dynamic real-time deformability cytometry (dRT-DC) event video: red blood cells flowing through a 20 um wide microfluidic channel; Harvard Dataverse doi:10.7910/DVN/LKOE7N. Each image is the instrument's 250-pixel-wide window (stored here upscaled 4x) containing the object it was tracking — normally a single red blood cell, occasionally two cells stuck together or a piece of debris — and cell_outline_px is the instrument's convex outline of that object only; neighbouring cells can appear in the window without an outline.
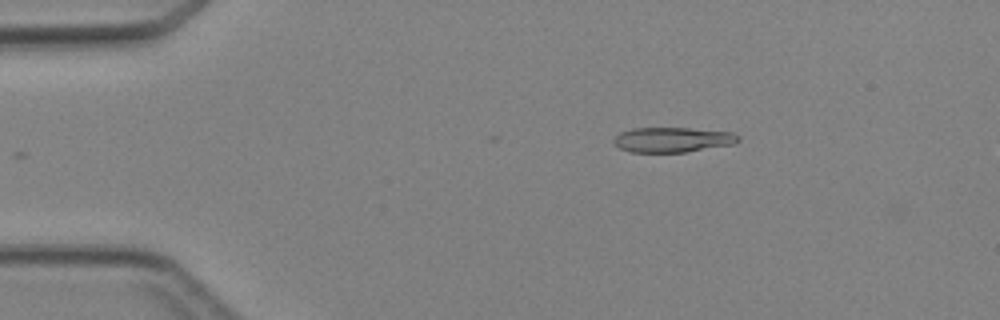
{"species": "Egyptian fruit bat (a non-hibernating species)", "species_latin": "Rousettus aegyptiacus", "temperature_condition": "cold", "stored_images_in_passage": 3, "camera_frame_rate_fps": 3000, "um_per_image_px": 0.085, "animal": {"sex": "female"}, "frame": {"image": 1, "passage_image": 3, "time_ms": 3.333, "image_size_px": [1000, 320], "cell_outline_px": [[740, 140], [736, 144], [684, 152], [632, 152], [620, 148], [612, 140], [620, 132], [632, 128], [688, 128], [732, 132], [740, 136]], "centroid_in_image_um": [57.2, 11.87], "position_along_channel_um": 27.8, "area_um2": 18.15}}